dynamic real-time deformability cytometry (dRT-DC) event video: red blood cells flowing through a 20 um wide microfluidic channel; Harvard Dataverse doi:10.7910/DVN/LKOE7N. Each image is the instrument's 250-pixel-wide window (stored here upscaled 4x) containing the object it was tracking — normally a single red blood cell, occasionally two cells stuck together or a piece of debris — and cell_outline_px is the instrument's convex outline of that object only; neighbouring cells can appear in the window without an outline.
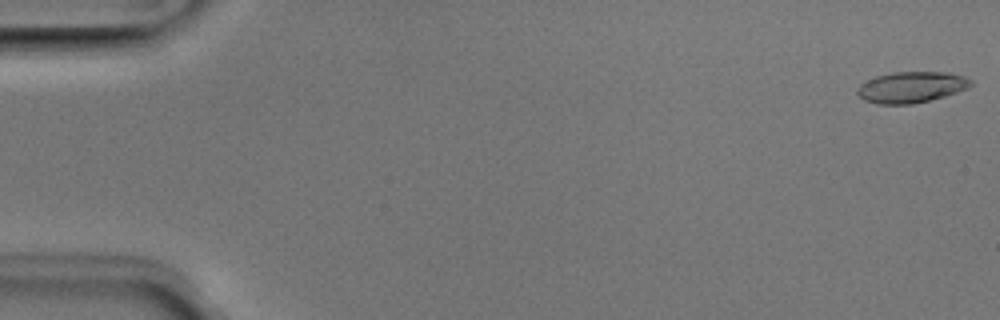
{"species": "Egyptian fruit bat (a non-hibernating species)", "species_latin": "Rousettus aegyptiacus", "temperature_condition": "room temperature", "stored_images_in_passage": 15, "camera_frame_rate_fps": 3000, "um_per_image_px": 0.085, "animal": {"sex": "male"}, "frame": {"image": 1, "passage_image": 1, "time_ms": 0.0, "image_size_px": [1000, 320], "cell_outline_px": [[972, 84], [968, 88], [944, 96], [912, 104], [876, 104], [864, 100], [856, 92], [856, 88], [860, 84], [876, 76], [892, 72], [948, 72], [964, 76], [972, 80]], "centroid_in_image_um": [77.44, 7.4], "position_along_channel_um": 7.6, "area_um2": 20.52}}
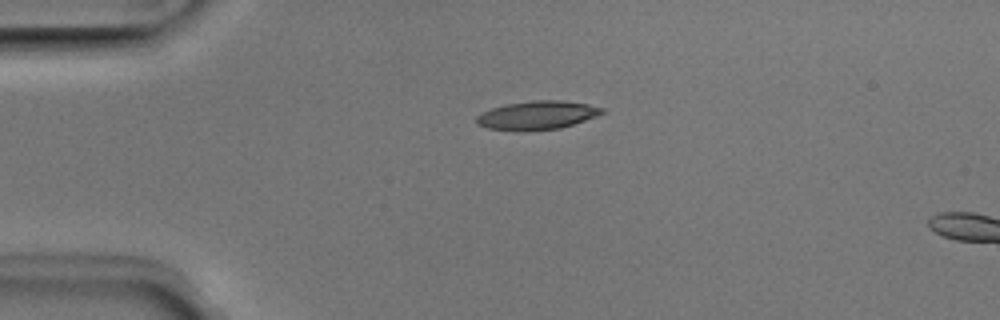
{"frame": {"image": 2, "passage_image": 12, "time_ms": 3.667, "image_size_px": [1000, 320], "cell_outline_px": [[604, 112], [596, 116], [560, 128], [488, 128], [476, 124], [476, 116], [492, 108], [504, 104], [536, 100], [560, 100], [588, 104], [604, 108]], "centroid_in_image_um": [45.69, 9.74], "position_along_channel_um": 39.3, "area_um2": 19.88}}